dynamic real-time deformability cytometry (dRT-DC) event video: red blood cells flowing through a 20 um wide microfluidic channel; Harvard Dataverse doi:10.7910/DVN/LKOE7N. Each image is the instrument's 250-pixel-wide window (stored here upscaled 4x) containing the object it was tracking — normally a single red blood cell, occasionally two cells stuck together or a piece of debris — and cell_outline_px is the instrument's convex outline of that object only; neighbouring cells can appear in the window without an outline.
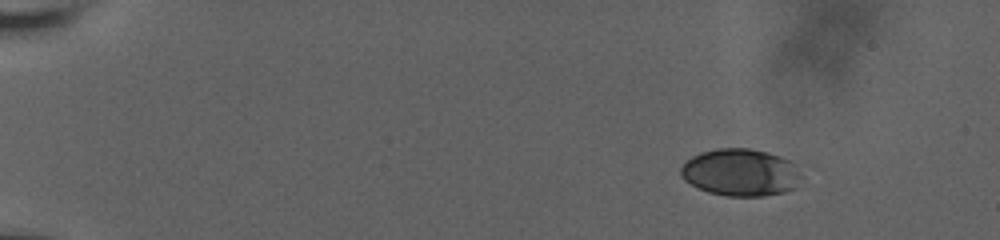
{"species": "human", "species_latin": "Homo sapiens", "temperature_condition": "room temperature", "stored_images_in_passage": 53, "camera_frame_rate_fps": 3000, "um_per_image_px": 0.085, "donor": {"sex": "male"}, "frame": {"image": 1, "passage_image": 1, "time_ms": 0.0, "image_size_px": [1000, 240], "cell_outline_px": [[804, 176], [796, 188], [784, 192], [764, 196], [728, 196], [708, 192], [684, 180], [680, 176], [680, 168], [692, 156], [700, 152], [716, 148], [748, 148], [780, 156], [788, 160]], "centroid_in_image_um": [62.96, 14.66], "position_along_channel_um": 22.0, "area_um2": 33.23}}
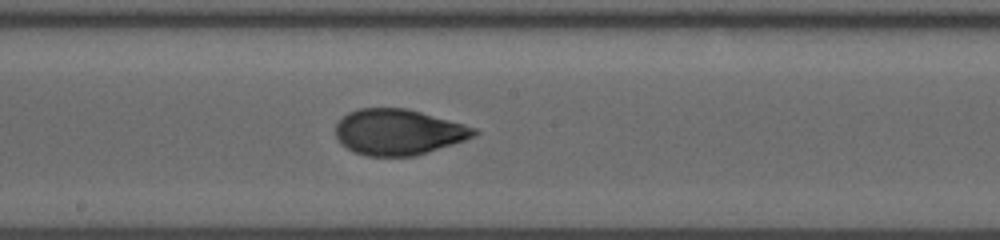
{"frame": {"image": 2, "passage_image": 28, "time_ms": 9.0, "image_size_px": [1000, 240], "cell_outline_px": [[480, 132], [476, 136], [416, 156], [368, 156], [356, 152], [340, 144], [336, 136], [336, 124], [348, 112], [360, 108], [408, 108], [464, 124], [476, 128]], "centroid_in_image_um": [33.88, 11.22], "position_along_channel_um": 214.3, "area_um2": 36.93}}
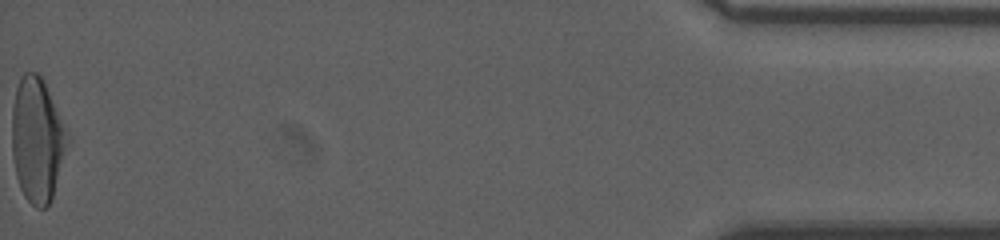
{"frame": {"image": 3, "passage_image": 53, "time_ms": 17.333, "image_size_px": [1000, 240], "cell_outline_px": [[72, 140], [52, 200], [44, 208], [36, 208], [24, 196], [20, 188], [16, 176], [12, 156], [12, 108], [16, 88], [20, 76], [24, 72], [36, 72], [44, 80], [72, 136]], "centroid_in_image_um": [3.22, 11.89], "position_along_channel_um": 432.0, "area_um2": 41.67}, "authors_computed_cell_mechanics": {"area_um2": 36.4718, "velocity_mm_per_s": 3.6532, "shape_relaxation_time_tau1_ms": 5.9983, "shape_relaxation_time_tau2_ms": 0.9897, "deformation_change_tau1": 0.1964, "deformation_change_tau2": 0.0579}}